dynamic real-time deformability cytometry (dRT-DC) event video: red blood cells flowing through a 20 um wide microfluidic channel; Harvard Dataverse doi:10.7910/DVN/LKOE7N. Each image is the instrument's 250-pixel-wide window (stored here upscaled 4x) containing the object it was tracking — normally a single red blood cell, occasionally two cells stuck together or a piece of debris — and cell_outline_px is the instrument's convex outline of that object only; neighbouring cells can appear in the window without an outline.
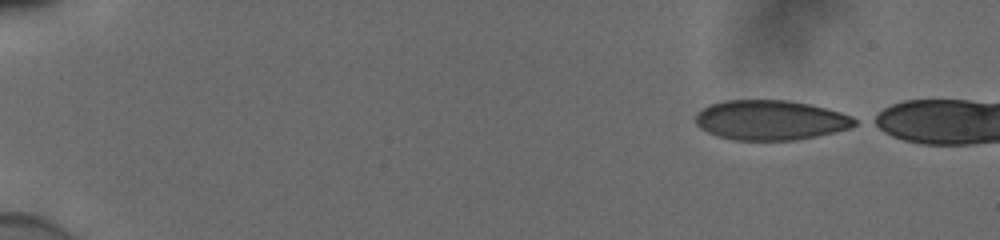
{"species": "human", "species_latin": "Homo sapiens", "temperature_condition": "cold", "stored_images_in_passage": 8, "camera_frame_rate_fps": 3000, "um_per_image_px": 0.085, "donor": {"sex": "male"}, "frame": {"image": 1, "passage_image": 1, "time_ms": 0.0, "image_size_px": [1000, 240], "cell_outline_px": [[860, 124], [852, 128], [836, 132], [796, 140], [732, 140], [716, 136], [700, 128], [696, 124], [696, 112], [708, 104], [724, 100], [788, 100], [828, 108], [852, 116], [860, 120]], "centroid_in_image_um": [65.52, 10.21], "position_along_channel_um": 19.5, "area_um2": 37.51}}